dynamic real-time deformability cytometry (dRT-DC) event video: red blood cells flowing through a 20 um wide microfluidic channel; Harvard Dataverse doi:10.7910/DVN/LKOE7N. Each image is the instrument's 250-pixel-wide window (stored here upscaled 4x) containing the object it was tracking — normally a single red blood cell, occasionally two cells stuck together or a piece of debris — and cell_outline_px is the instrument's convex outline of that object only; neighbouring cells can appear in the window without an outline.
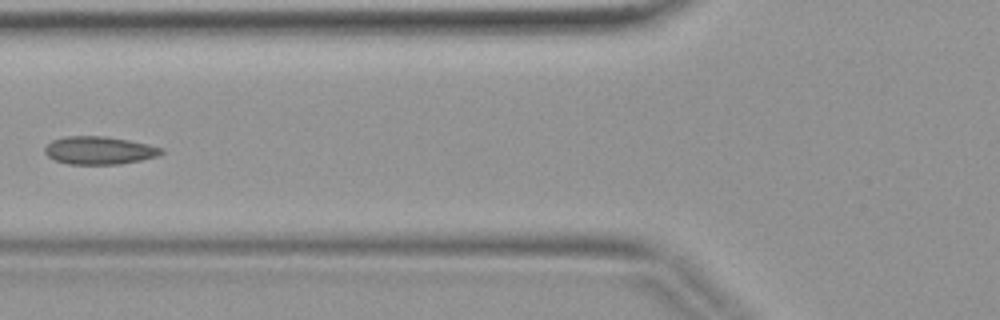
{"species": "common noctule bat (a hibernating species)", "species_latin": "Nyctalus noctula", "temperature_condition": "warm", "stored_images_in_passage": 5, "camera_frame_rate_fps": 3000, "um_per_image_px": 0.085, "animal": {"sex": "female", "body_mass_g": 19.9}, "frame": {"image": 1, "passage_image": 5, "time_ms": 1.333, "image_size_px": [1000, 320], "cell_outline_px": [[164, 152], [160, 156], [120, 164], [68, 164], [56, 160], [48, 156], [44, 152], [44, 148], [52, 140], [64, 136], [104, 136], [128, 140], [148, 144], [164, 148]], "centroid_in_image_um": [8.46, 12.78], "position_along_channel_um": 117.3, "area_um2": 19.02}}